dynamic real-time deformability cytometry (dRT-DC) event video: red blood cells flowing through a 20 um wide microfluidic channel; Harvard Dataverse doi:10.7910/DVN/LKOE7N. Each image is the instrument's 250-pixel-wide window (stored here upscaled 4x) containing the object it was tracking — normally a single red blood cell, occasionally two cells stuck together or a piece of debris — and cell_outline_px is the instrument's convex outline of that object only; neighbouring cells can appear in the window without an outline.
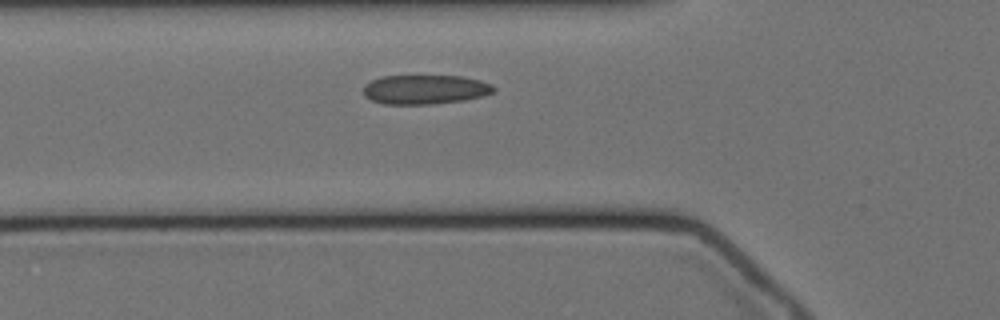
{"species": "Egyptian fruit bat (a non-hibernating species)", "species_latin": "Rousettus aegyptiacus", "temperature_condition": "cold", "stored_images_in_passage": 35, "camera_frame_rate_fps": 3000, "um_per_image_px": 0.085, "animal": {"sex": "female"}, "frame": {"image": 1, "passage_image": 2, "time_ms": 0.333, "image_size_px": [1000, 320], "cell_outline_px": [[496, 88], [492, 92], [484, 96], [464, 100], [432, 104], [384, 104], [372, 100], [364, 96], [364, 84], [372, 80], [384, 76], [460, 76], [480, 80], [492, 84]], "centroid_in_image_um": [36.14, 7.61], "position_along_channel_um": 89.7, "area_um2": 22.25}}
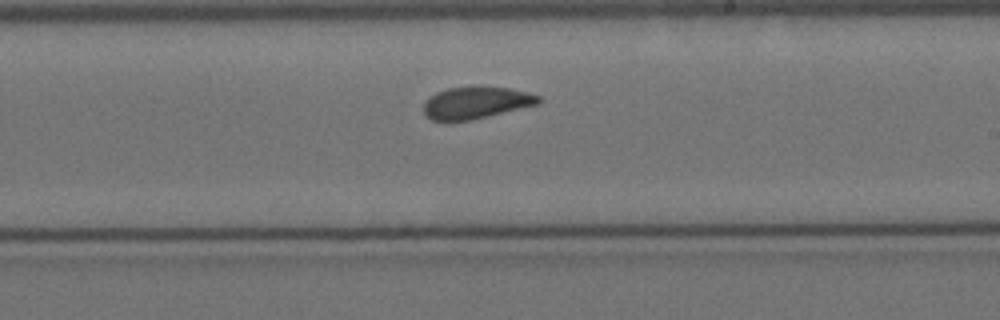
{"frame": {"image": 2, "passage_image": 16, "time_ms": 5.0, "image_size_px": [1000, 320], "cell_outline_px": [[540, 104], [472, 120], [432, 120], [424, 112], [424, 104], [436, 92], [448, 88], [508, 88], [528, 92], [540, 96]], "centroid_in_image_um": [40.51, 8.75], "position_along_channel_um": 248.5, "area_um2": 20.81}}
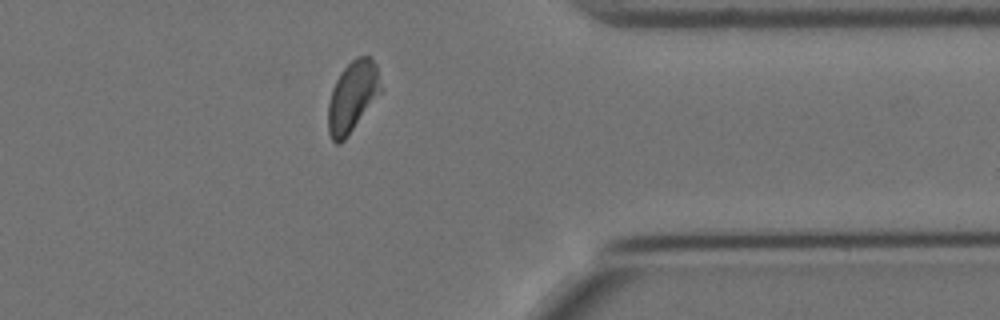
{"frame": {"image": 3, "passage_image": 29, "time_ms": 9.333, "image_size_px": [1000, 320], "cell_outline_px": [[384, 88], [344, 140], [340, 144], [336, 144], [332, 140], [328, 132], [328, 104], [332, 88], [340, 72], [356, 56], [368, 56], [376, 64]], "centroid_in_image_um": [29.96, 8.19], "position_along_channel_um": 381.4, "area_um2": 21.73}}